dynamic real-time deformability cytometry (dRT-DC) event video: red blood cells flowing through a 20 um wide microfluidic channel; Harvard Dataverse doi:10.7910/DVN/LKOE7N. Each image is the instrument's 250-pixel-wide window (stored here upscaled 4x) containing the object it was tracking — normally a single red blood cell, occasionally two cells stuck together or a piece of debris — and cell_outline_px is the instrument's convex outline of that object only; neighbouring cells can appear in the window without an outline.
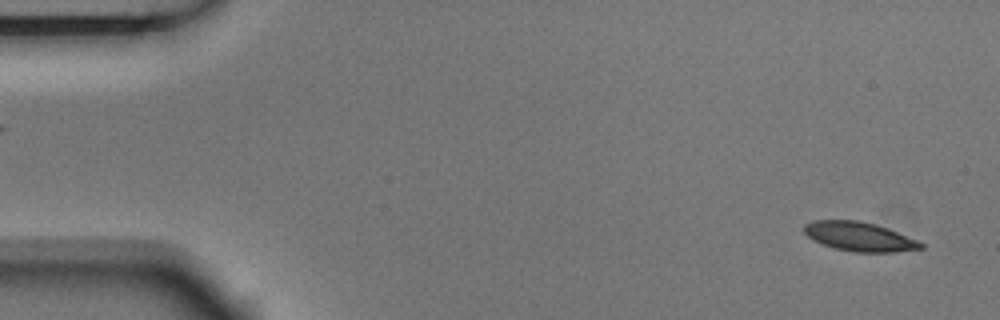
{"species": "Egyptian fruit bat (a non-hibernating species)", "species_latin": "Rousettus aegyptiacus", "temperature_condition": "room temperature", "stored_images_in_passage": 5, "segment_of_instrument_passage": [2, 2], "camera_frame_rate_fps": 3000, "um_per_image_px": 0.085, "animal": {"sex": "male"}, "frame": {"image": 1, "passage_image": 5, "time_ms": 1.333, "image_size_px": [1000, 320], "cell_outline_px": [[924, 248], [896, 252], [852, 252], [832, 248], [812, 240], [804, 232], [804, 224], [812, 220], [860, 220], [876, 224], [888, 228], [916, 240], [924, 244]], "centroid_in_image_um": [73.02, 20.11], "position_along_channel_um": 12.0, "area_um2": 20.0}}